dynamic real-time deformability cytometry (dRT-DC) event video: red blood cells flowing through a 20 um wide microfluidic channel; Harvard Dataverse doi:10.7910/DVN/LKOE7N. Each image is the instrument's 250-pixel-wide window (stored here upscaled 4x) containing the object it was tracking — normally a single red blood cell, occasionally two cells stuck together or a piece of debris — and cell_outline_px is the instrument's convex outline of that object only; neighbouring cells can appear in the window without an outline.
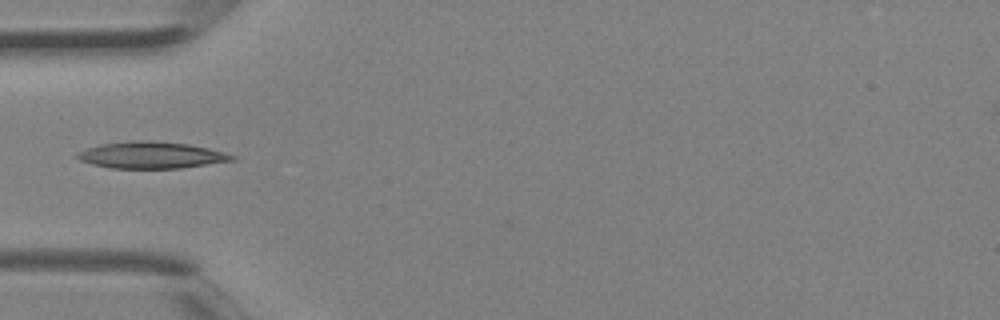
{"species": "Egyptian fruit bat (a non-hibernating species)", "species_latin": "Rousettus aegyptiacus", "temperature_condition": "room temperature", "stored_images_in_passage": 3, "camera_frame_rate_fps": 3000, "um_per_image_px": 0.085, "animal": {"sex": "female"}, "frame": {"image": 1, "passage_image": 3, "time_ms": 0.667, "image_size_px": [1000, 320], "cell_outline_px": [[236, 160], [180, 168], [112, 168], [92, 164], [80, 160], [76, 156], [76, 152], [100, 144], [128, 140], [148, 140], [188, 144], [208, 148], [224, 152], [236, 156]], "centroid_in_image_um": [12.85, 13.17], "position_along_channel_um": 72.1, "area_um2": 24.04}}